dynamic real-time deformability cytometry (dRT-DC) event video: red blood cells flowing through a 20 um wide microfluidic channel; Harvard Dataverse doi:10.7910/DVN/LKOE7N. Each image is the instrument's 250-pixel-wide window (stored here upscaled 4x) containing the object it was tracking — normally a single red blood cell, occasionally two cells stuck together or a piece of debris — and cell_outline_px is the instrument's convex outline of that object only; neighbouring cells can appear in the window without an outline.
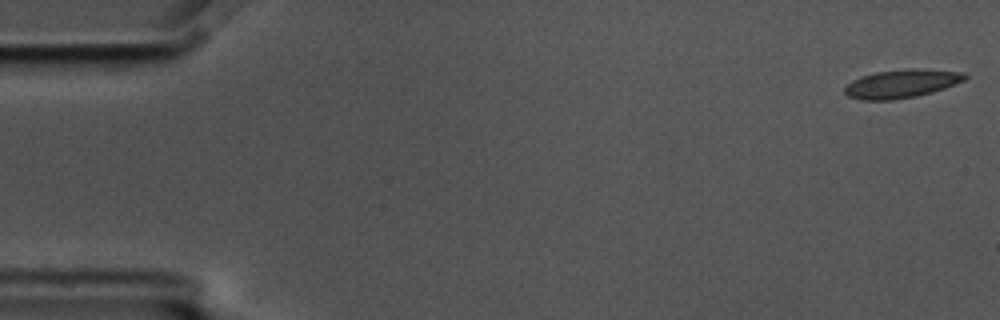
{"species": "common noctule bat (a hibernating species)", "species_latin": "Nyctalus noctula", "temperature_condition": "cold", "stored_images_in_passage": 4, "camera_frame_rate_fps": 3000, "um_per_image_px": 0.085, "animal": {"sex": "male", "body_mass_g": 17.5, "forearm_length_mm": 52.3}, "frame": {"image": 1, "passage_image": 1, "time_ms": 0.0, "image_size_px": [1000, 320], "cell_outline_px": [[968, 76], [964, 80], [944, 88], [932, 92], [916, 96], [892, 100], [860, 100], [848, 96], [844, 92], [844, 88], [852, 80], [860, 76], [876, 72], [908, 68], [920, 68], [960, 72]], "centroid_in_image_um": [76.59, 7.11], "position_along_channel_um": 8.4, "area_um2": 19.88}}
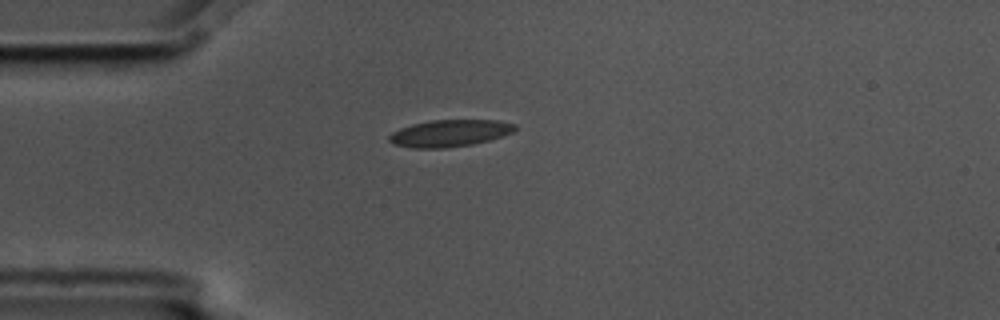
{"frame": {"image": 2, "passage_image": 4, "time_ms": 1.0, "image_size_px": [1000, 320], "cell_outline_px": [[516, 128], [512, 132], [488, 140], [472, 144], [444, 148], [412, 148], [392, 144], [388, 140], [388, 136], [392, 132], [400, 128], [412, 124], [432, 120], [500, 120], [516, 124]], "centroid_in_image_um": [38.18, 11.32], "position_along_channel_um": 46.8, "area_um2": 19.71}}